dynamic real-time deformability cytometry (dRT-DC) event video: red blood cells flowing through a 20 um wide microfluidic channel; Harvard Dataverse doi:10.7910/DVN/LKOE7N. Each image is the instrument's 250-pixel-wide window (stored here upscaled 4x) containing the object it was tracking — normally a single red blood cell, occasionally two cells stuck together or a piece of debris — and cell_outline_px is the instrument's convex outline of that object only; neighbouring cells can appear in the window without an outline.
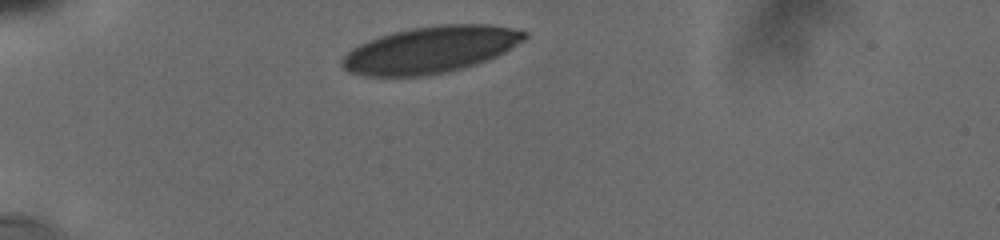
{"species": "human", "species_latin": "Homo sapiens", "temperature_condition": "cold", "stored_images_in_passage": 8, "camera_frame_rate_fps": 3000, "um_per_image_px": 0.085, "donor": {"sex": "male"}, "frame": {"image": 1, "passage_image": 1, "time_ms": 0.0, "image_size_px": [1000, 240], "cell_outline_px": [[528, 36], [524, 40], [504, 52], [488, 60], [476, 64], [444, 72], [424, 76], [364, 76], [348, 72], [340, 64], [340, 60], [352, 48], [368, 40], [392, 32], [412, 28], [440, 24], [492, 24], [512, 28], [528, 32]], "centroid_in_image_um": [36.59, 4.22], "position_along_channel_um": 48.4, "area_um2": 49.59}}
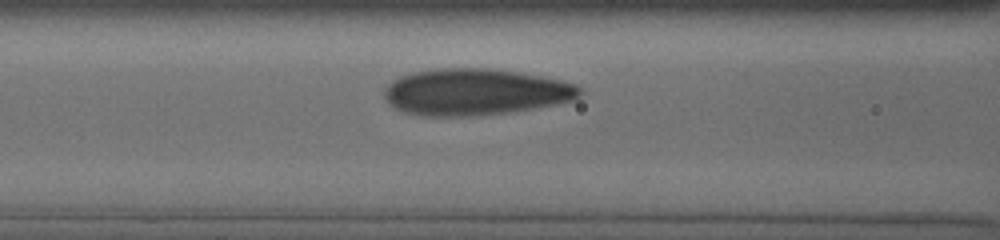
{"frame": {"image": 2, "passage_image": 6, "time_ms": 3.0, "image_size_px": [1000, 240], "cell_outline_px": [[584, 92], [576, 100], [536, 108], [508, 112], [472, 116], [428, 116], [404, 112], [396, 108], [384, 96], [384, 88], [392, 80], [400, 76], [412, 72], [440, 68], [488, 68], [520, 72], [560, 80], [576, 84], [584, 88]], "centroid_in_image_um": [40.45, 7.81], "position_along_channel_um": 126.2, "area_um2": 53.23}}
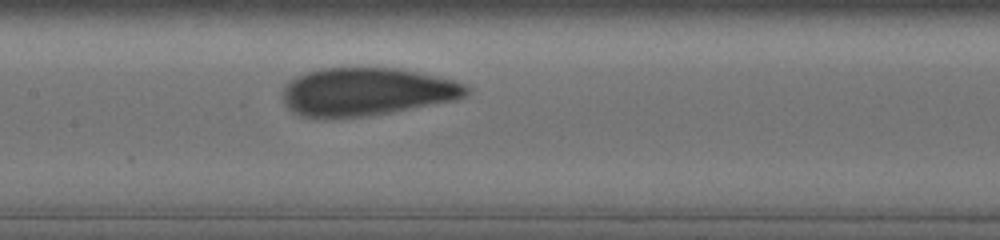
{"frame": {"image": 3, "passage_image": 8, "time_ms": 4.333, "image_size_px": [1000, 240], "cell_outline_px": [[472, 88], [464, 96], [456, 100], [368, 116], [332, 120], [316, 120], [300, 116], [292, 112], [284, 104], [284, 84], [296, 76], [320, 68], [400, 68], [452, 80], [468, 84]], "centroid_in_image_um": [31.1, 7.83], "position_along_channel_um": 176.3, "area_um2": 52.19}}